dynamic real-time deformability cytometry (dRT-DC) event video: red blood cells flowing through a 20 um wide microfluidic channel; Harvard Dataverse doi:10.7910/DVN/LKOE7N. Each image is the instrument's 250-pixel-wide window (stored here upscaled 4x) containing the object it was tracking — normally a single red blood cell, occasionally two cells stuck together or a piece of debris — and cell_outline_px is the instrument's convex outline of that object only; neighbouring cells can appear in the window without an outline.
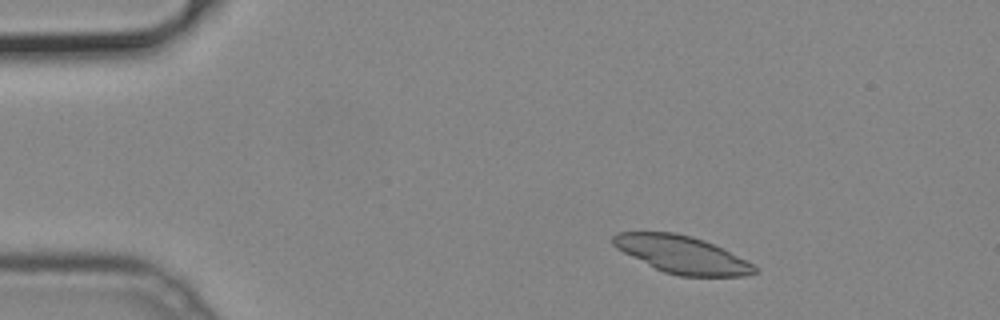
{"species": "common noctule bat (a hibernating species)", "species_latin": "Nyctalus noctula", "temperature_condition": "cold", "stored_images_in_passage": 47, "camera_frame_rate_fps": 3000, "um_per_image_px": 0.085, "animal": {"sex": "male", "body_mass_g": 19.2, "forearm_length_mm": 51.8}, "frame": {"image": 1, "passage_image": 4, "time_ms": 1.0, "image_size_px": [1000, 320], "cell_outline_px": [[760, 268], [756, 272], [744, 276], [680, 276], [664, 272], [616, 248], [612, 244], [612, 236], [616, 232], [676, 232], [692, 236], [704, 240], [724, 248]], "centroid_in_image_um": [57.99, 21.62], "position_along_channel_um": 27.0, "area_um2": 30.75}}